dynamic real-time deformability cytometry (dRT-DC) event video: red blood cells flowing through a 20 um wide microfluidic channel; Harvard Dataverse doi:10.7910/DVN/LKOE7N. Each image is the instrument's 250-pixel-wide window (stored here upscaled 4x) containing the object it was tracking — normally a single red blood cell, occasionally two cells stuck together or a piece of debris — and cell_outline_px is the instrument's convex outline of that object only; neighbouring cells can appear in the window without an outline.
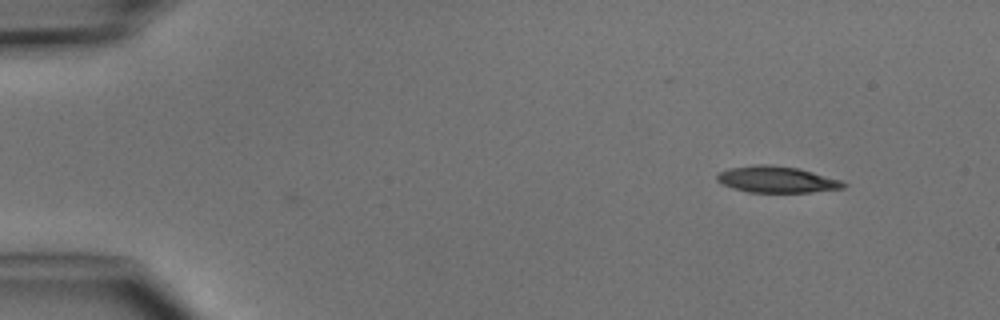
{"species": "common noctule bat (a hibernating species)", "species_latin": "Nyctalus noctula", "temperature_condition": "cold", "stored_images_in_passage": 4, "camera_frame_rate_fps": 3000, "um_per_image_px": 0.085, "animal": {"sex": "male", "body_mass_g": 15.6}, "frame": {"image": 1, "passage_image": 4, "time_ms": 3.333, "image_size_px": [1000, 320], "cell_outline_px": [[848, 184], [844, 188], [808, 192], [748, 192], [732, 188], [716, 180], [716, 176], [720, 172], [728, 168], [756, 164], [768, 164], [800, 168], [840, 180]], "centroid_in_image_um": [66.01, 15.25], "position_along_channel_um": 19.0, "area_um2": 19.42}}